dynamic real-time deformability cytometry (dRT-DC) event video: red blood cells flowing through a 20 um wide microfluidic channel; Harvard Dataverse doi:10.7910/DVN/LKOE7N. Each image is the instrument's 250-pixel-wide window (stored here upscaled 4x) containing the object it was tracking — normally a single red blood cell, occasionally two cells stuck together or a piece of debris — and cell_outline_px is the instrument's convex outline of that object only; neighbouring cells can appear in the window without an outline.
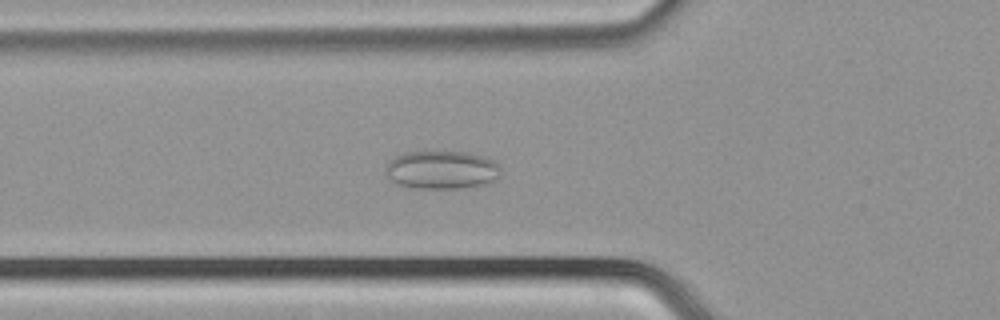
{"species": "common noctule bat (a hibernating species)", "species_latin": "Nyctalus noctula", "temperature_condition": "cold", "stored_images_in_passage": 42, "camera_frame_rate_fps": 3000, "um_per_image_px": 0.085, "animal": {"sex": "male", "body_mass_g": 21.5, "forearm_length_mm": 52.0}, "frame": {"image": 1, "passage_image": 9, "time_ms": 2.667, "image_size_px": [1000, 320], "cell_outline_px": [[500, 176], [496, 180], [484, 184], [468, 188], [412, 188], [396, 184], [388, 180], [384, 164], [388, 160], [404, 152], [424, 148], [468, 152], [484, 156], [500, 164]], "centroid_in_image_um": [37.5, 14.39], "position_along_channel_um": 88.3, "area_um2": 27.11}}
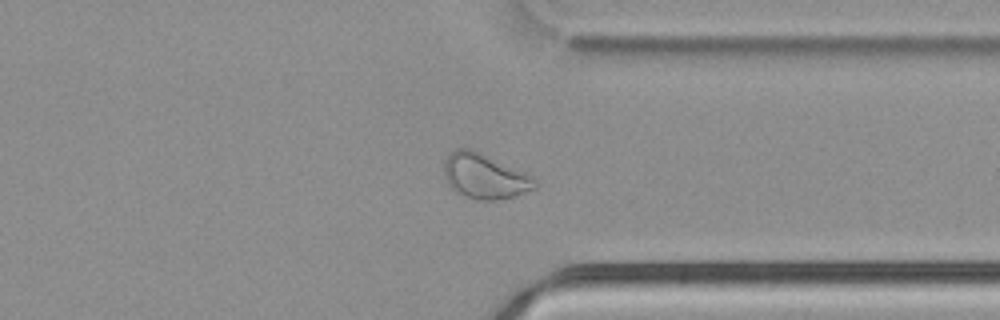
{"frame": {"image": 2, "passage_image": 30, "time_ms": 9.667, "image_size_px": [1000, 320], "cell_outline_px": [[536, 188], [516, 196], [496, 200], [472, 200], [456, 192], [448, 184], [444, 172], [444, 160], [448, 152], [456, 148], [472, 148], [524, 172], [532, 176], [536, 180]], "centroid_in_image_um": [41.17, 14.97], "position_along_channel_um": 370.2, "area_um2": 24.1}}
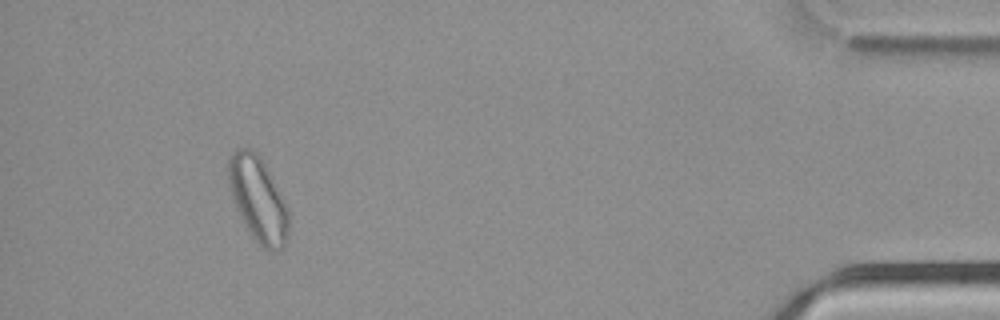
{"frame": {"image": 3, "passage_image": 38, "time_ms": 12.333, "image_size_px": [1000, 320], "cell_outline_px": [[288, 236], [284, 244], [280, 248], [272, 252], [264, 248], [252, 236], [240, 216], [232, 196], [228, 184], [228, 156], [236, 148], [252, 148], [260, 156], [288, 208]], "centroid_in_image_um": [21.91, 16.9], "position_along_channel_um": 413.3, "area_um2": 29.42}}